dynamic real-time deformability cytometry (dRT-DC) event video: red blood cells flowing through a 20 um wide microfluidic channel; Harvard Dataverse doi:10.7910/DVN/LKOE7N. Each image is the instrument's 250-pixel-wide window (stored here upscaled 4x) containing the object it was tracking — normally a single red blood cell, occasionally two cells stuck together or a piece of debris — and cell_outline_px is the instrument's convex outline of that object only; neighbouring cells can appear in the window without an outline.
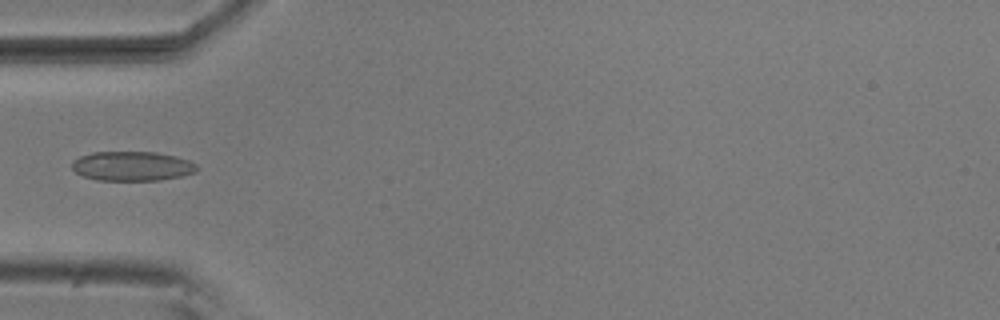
{"species": "common noctule bat (a hibernating species)", "species_latin": "Nyctalus noctula", "temperature_condition": "room temperature", "stored_images_in_passage": 8, "camera_frame_rate_fps": 3000, "um_per_image_px": 0.085, "animal": {"sex": "male", "body_mass_g": 20.5, "forearm_length_mm": 52.5}, "frame": {"image": 1, "passage_image": 4, "time_ms": 1.0, "image_size_px": [1000, 320], "cell_outline_px": [[196, 172], [180, 176], [160, 180], [96, 180], [84, 176], [76, 172], [72, 168], [72, 160], [80, 156], [92, 152], [156, 152], [176, 156], [188, 160], [196, 164]], "centroid_in_image_um": [11.21, 14.11], "position_along_channel_um": 73.8, "area_um2": 21.39}}
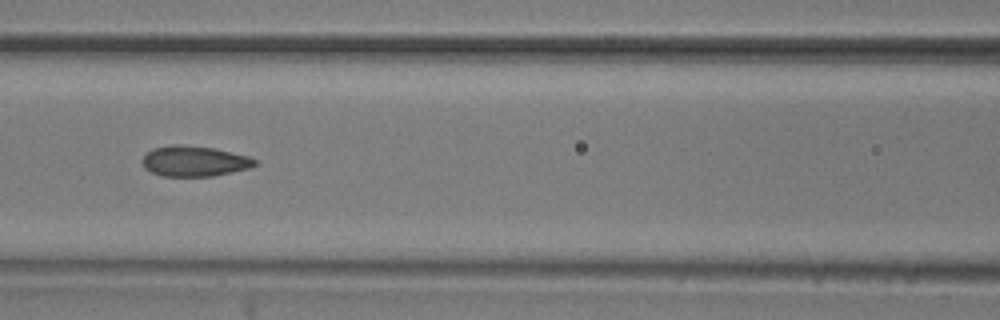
{"frame": {"image": 2, "passage_image": 6, "time_ms": 1.667, "image_size_px": [1000, 320], "cell_outline_px": [[256, 164], [248, 168], [212, 176], [160, 176], [144, 168], [140, 160], [152, 148], [172, 144], [180, 144], [212, 148], [248, 156], [256, 160]], "centroid_in_image_um": [16.45, 13.69], "position_along_channel_um": 150.2, "area_um2": 19.88}}
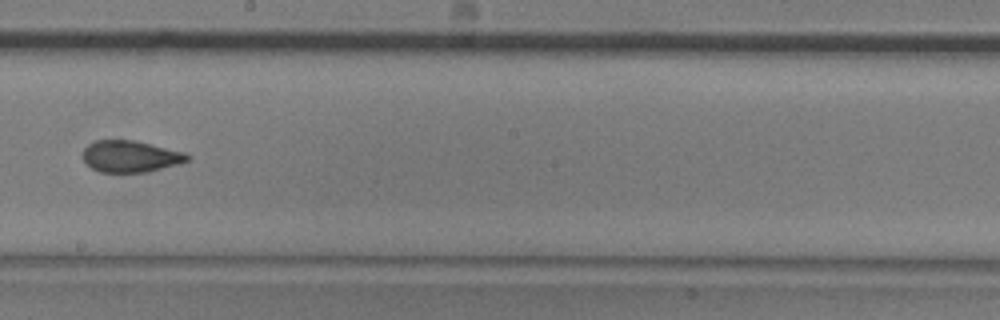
{"frame": {"image": 3, "passage_image": 8, "time_ms": 2.333, "image_size_px": [1000, 320], "cell_outline_px": [[188, 160], [180, 164], [148, 172], [100, 172], [92, 168], [84, 160], [84, 148], [88, 144], [96, 140], [136, 140], [184, 152], [188, 156]], "centroid_in_image_um": [11.1, 13.29], "position_along_channel_um": 237.1, "area_um2": 19.19}}